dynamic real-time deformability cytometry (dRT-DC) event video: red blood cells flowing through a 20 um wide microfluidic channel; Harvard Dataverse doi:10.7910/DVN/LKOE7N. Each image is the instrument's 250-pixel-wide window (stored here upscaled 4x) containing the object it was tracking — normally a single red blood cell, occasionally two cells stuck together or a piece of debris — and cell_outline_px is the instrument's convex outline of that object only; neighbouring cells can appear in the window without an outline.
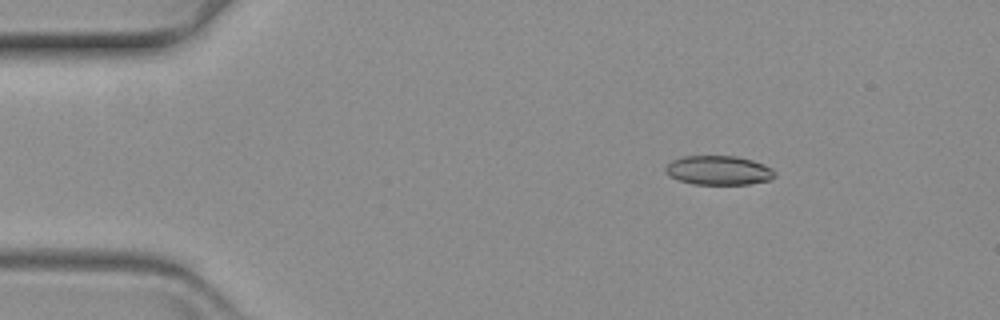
{"species": "common noctule bat (a hibernating species)", "species_latin": "Nyctalus noctula", "temperature_condition": "warm", "stored_images_in_passage": 9, "camera_frame_rate_fps": 3000, "um_per_image_px": 0.085, "animal": {"sex": "female", "body_mass_g": 19.3, "forearm_length_mm": 54.1}, "frame": {"image": 1, "passage_image": 1, "time_ms": 0.0, "image_size_px": [1000, 320], "cell_outline_px": [[776, 176], [768, 180], [748, 184], [692, 184], [668, 176], [664, 172], [664, 168], [672, 160], [684, 156], [736, 156], [752, 160], [764, 164], [772, 168], [776, 172]], "centroid_in_image_um": [61.07, 14.47], "position_along_channel_um": 23.9, "area_um2": 18.67}}